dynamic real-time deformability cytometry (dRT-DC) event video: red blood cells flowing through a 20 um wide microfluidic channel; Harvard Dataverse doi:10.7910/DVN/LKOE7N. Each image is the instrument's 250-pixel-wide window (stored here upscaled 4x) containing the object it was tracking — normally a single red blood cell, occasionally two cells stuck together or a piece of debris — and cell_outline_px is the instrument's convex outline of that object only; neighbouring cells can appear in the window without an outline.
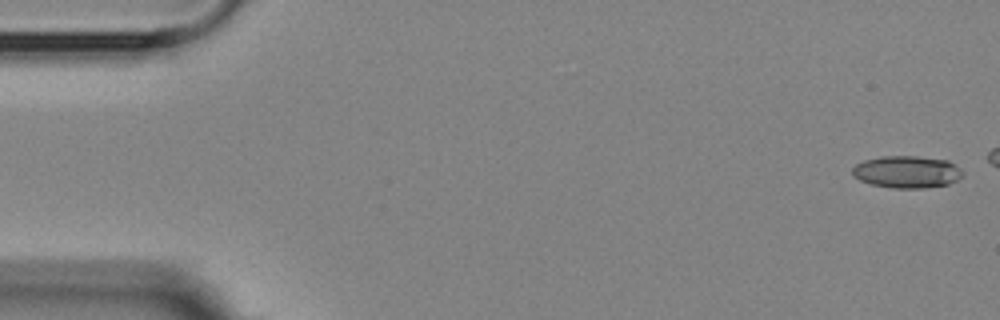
{"species": "Egyptian fruit bat (a non-hibernating species)", "species_latin": "Rousettus aegyptiacus", "temperature_condition": "room temperature", "stored_images_in_passage": 7, "camera_frame_rate_fps": 3000, "um_per_image_px": 0.085, "animal": {"sex": "female"}, "frame": {"image": 1, "passage_image": 1, "time_ms": 0.0, "image_size_px": [1000, 320], "cell_outline_px": [[964, 176], [948, 184], [924, 188], [892, 188], [872, 184], [860, 180], [852, 176], [852, 168], [856, 164], [864, 160], [880, 156], [916, 156], [948, 160], [960, 168], [964, 172]], "centroid_in_image_um": [77.09, 14.61], "position_along_channel_um": 7.9, "area_um2": 20.81}}
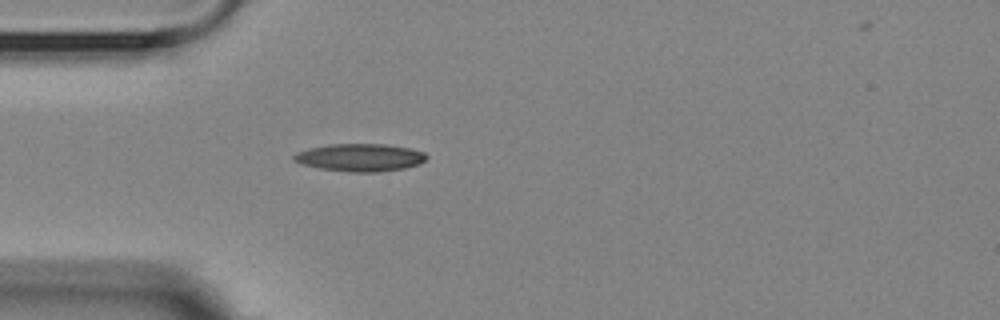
{"frame": {"image": 2, "passage_image": 6, "time_ms": 6.667, "image_size_px": [1000, 320], "cell_outline_px": [[428, 156], [420, 164], [404, 168], [376, 172], [348, 172], [320, 168], [300, 164], [292, 160], [292, 156], [296, 152], [308, 148], [332, 144], [384, 144], [408, 148], [424, 152]], "centroid_in_image_um": [30.56, 13.39], "position_along_channel_um": 54.4, "area_um2": 21.39}}